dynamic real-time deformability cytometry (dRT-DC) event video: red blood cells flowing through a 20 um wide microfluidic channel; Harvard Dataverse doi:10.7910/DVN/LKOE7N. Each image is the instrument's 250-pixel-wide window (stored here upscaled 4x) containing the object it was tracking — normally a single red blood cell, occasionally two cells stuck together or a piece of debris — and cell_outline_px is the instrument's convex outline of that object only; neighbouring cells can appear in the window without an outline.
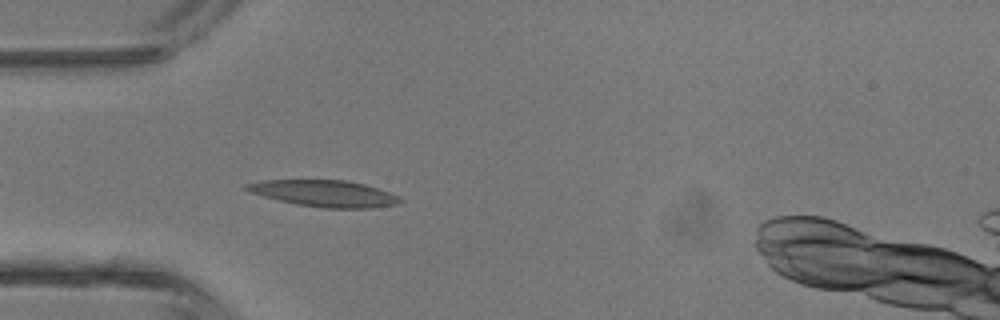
{"species": "common noctule bat (a hibernating species)", "species_latin": "Nyctalus noctula", "temperature_condition": "room temperature", "stored_images_in_passage": 6, "camera_frame_rate_fps": 3000, "um_per_image_px": 0.085, "animal": {"sex": "male", "body_mass_g": 13.3}, "frame": {"image": 1, "passage_image": 3, "time_ms": 0.667, "image_size_px": [1000, 320], "cell_outline_px": [[404, 200], [396, 204], [372, 208], [324, 208], [296, 204], [248, 192], [244, 188], [244, 184], [264, 180], [348, 180], [364, 184], [400, 196]], "centroid_in_image_um": [27.57, 16.44], "position_along_channel_um": 57.4, "area_um2": 23.64}}